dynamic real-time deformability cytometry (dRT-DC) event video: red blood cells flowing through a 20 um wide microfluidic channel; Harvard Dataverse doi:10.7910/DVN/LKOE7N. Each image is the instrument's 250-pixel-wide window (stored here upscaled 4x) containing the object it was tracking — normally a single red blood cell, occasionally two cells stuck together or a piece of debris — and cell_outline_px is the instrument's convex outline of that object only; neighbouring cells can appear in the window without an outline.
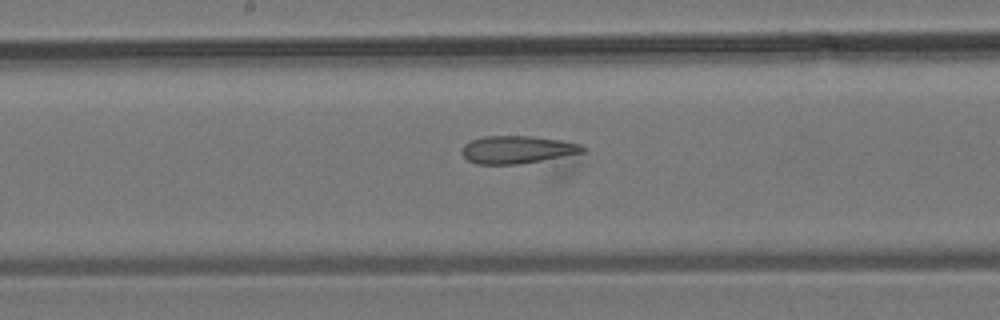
{"species": "common noctule bat (a hibernating species)", "species_latin": "Nyctalus noctula", "temperature_condition": "room temperature", "stored_images_in_passage": 17, "camera_frame_rate_fps": 3000, "um_per_image_px": 0.085, "animal": {"sex": "male", "body_mass_g": 19.2, "forearm_length_mm": 51.8}, "frame": {"image": 1, "passage_image": 16, "time_ms": 5.0, "image_size_px": [1000, 320], "cell_outline_px": [[588, 152], [576, 168], [568, 176], [556, 180], [476, 164], [468, 160], [460, 152], [464, 144], [472, 140], [484, 136], [532, 136], [560, 140], [580, 144], [588, 148]], "centroid_in_image_um": [44.74, 13.17], "position_along_channel_um": 203.5, "area_um2": 28.55}}